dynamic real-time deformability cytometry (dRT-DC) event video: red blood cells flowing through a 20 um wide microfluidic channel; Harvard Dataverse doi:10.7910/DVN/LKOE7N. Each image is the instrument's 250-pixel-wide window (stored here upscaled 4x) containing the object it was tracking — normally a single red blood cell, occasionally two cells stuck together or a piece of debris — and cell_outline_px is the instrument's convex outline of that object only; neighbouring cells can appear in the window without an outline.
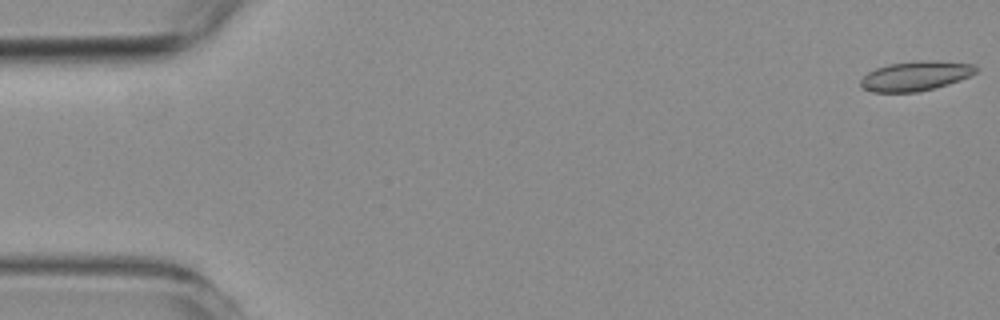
{"species": "common noctule bat (a hibernating species)", "species_latin": "Nyctalus noctula", "temperature_condition": "room temperature", "stored_images_in_passage": 61, "camera_frame_rate_fps": 3000, "um_per_image_px": 0.085, "animal": {"sex": "female", "body_mass_g": 19.3, "forearm_length_mm": 54.1}, "frame": {"image": 1, "passage_image": 1, "time_ms": 0.0, "image_size_px": [1000, 320], "cell_outline_px": [[980, 68], [976, 72], [960, 80], [948, 84], [916, 92], [872, 92], [860, 88], [860, 80], [868, 72], [876, 68], [888, 64], [916, 60], [936, 60], [976, 64]], "centroid_in_image_um": [77.83, 6.44], "position_along_channel_um": 7.2, "area_um2": 20.11}}
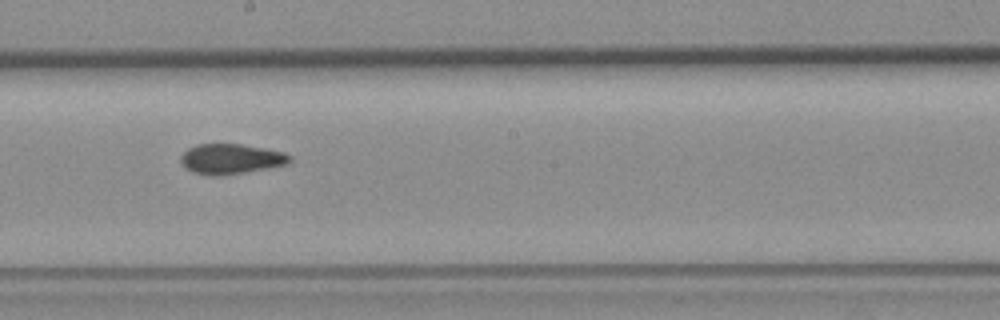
{"frame": {"image": 2, "passage_image": 35, "time_ms": 11.333, "image_size_px": [1000, 320], "cell_outline_px": [[292, 160], [288, 164], [268, 168], [220, 176], [212, 176], [192, 172], [180, 160], [180, 156], [188, 148], [196, 144], [240, 144], [264, 148], [284, 152], [292, 156]], "centroid_in_image_um": [19.65, 13.5], "position_along_channel_um": 228.5, "area_um2": 19.13}}
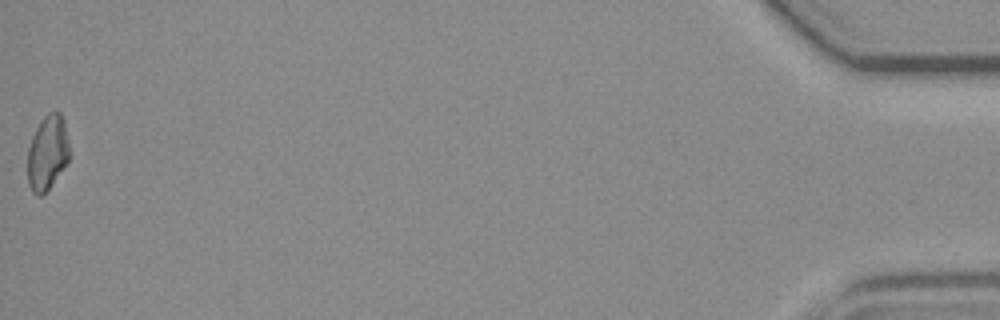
{"frame": {"image": 3, "passage_image": 61, "time_ms": 20.0, "image_size_px": [1000, 320], "cell_outline_px": [[68, 160], [48, 188], [40, 196], [36, 196], [32, 192], [28, 184], [28, 148], [32, 136], [40, 120], [48, 112], [60, 112], [64, 120], [68, 144]], "centroid_in_image_um": [4.0, 12.95], "position_along_channel_um": 431.2, "area_um2": 17.86}, "authors_computed_cell_mechanics": {"area_um2": 19.4786, "velocity_mm_per_s": 3.564, "shape_relaxation_time_tau1_ms": null, "shape_relaxation_time_tau2_ms": 4.9108, "deformation_change_tau1": null, "deformation_change_tau2": 0.1012}}